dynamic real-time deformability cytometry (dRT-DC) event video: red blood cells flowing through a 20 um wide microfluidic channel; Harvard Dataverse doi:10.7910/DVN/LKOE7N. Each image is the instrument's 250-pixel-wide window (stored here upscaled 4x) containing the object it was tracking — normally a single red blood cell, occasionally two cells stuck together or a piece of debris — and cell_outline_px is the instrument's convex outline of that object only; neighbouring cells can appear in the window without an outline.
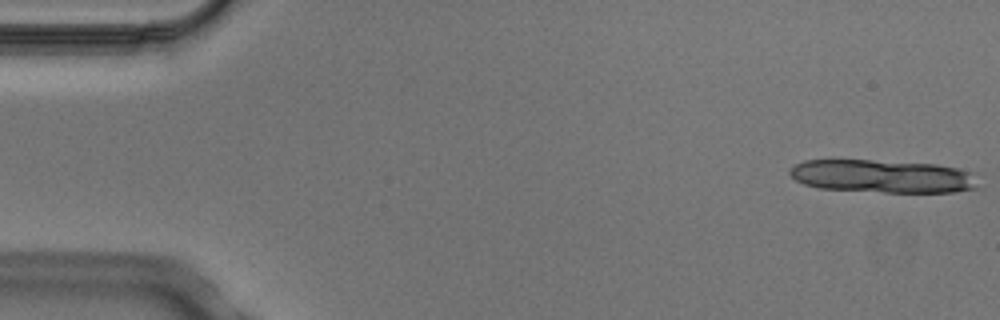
{"species": "Egyptian fruit bat (a non-hibernating species)", "species_latin": "Rousettus aegyptiacus", "temperature_condition": "cold", "stored_images_in_passage": 5, "camera_frame_rate_fps": 3000, "um_per_image_px": 0.085, "animal": {"sex": "male"}, "frame": {"image": 1, "passage_image": 1, "time_ms": 0.0, "image_size_px": [1000, 320], "cell_outline_px": [[984, 188], [956, 192], [884, 192], [820, 188], [804, 184], [796, 180], [788, 172], [796, 164], [804, 160], [872, 160], [936, 164], [956, 168], [968, 172]], "centroid_in_image_um": [75.06, 14.99], "position_along_channel_um": 9.9, "area_um2": 36.24}}
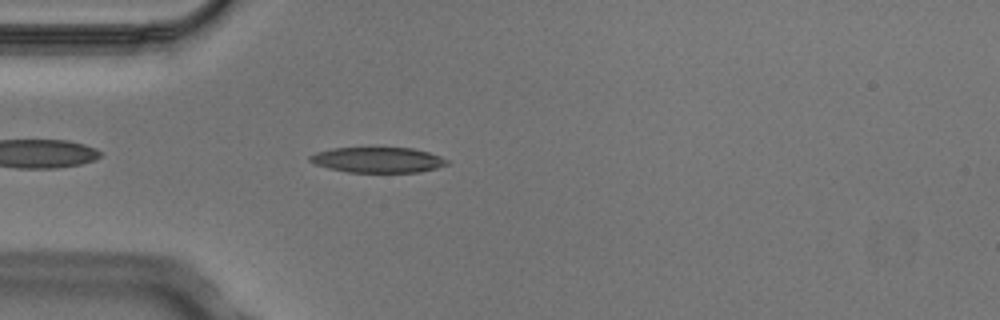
{"frame": {"image": 2, "passage_image": 5, "time_ms": 1.333, "image_size_px": [1000, 320], "cell_outline_px": [[448, 164], [436, 168], [420, 172], [348, 172], [328, 168], [316, 164], [308, 160], [308, 156], [316, 152], [332, 148], [412, 148], [428, 152], [440, 156], [448, 160]], "centroid_in_image_um": [32.1, 13.59], "position_along_channel_um": 52.9, "area_um2": 20.23}}